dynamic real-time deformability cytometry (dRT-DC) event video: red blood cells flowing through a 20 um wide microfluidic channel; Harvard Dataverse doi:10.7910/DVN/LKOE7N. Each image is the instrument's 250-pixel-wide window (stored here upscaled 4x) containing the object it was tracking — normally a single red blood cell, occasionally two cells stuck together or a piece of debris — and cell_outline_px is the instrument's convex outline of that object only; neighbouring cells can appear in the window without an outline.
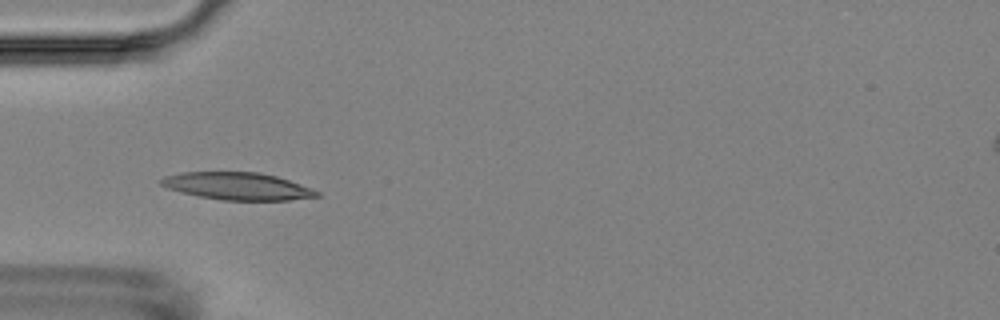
{"species": "Egyptian fruit bat (a non-hibernating species)", "species_latin": "Rousettus aegyptiacus", "temperature_condition": "room temperature", "stored_images_in_passage": 6, "camera_frame_rate_fps": 3000, "um_per_image_px": 0.085, "animal": {"sex": "female"}, "frame": {"image": 1, "passage_image": 4, "time_ms": 3.333, "image_size_px": [1000, 320], "cell_outline_px": [[320, 196], [288, 200], [220, 200], [196, 196], [180, 192], [168, 188], [160, 184], [156, 180], [164, 176], [184, 172], [260, 172], [276, 176], [312, 188], [320, 192]], "centroid_in_image_um": [20.14, 15.82], "position_along_channel_um": 64.9, "area_um2": 24.97}}